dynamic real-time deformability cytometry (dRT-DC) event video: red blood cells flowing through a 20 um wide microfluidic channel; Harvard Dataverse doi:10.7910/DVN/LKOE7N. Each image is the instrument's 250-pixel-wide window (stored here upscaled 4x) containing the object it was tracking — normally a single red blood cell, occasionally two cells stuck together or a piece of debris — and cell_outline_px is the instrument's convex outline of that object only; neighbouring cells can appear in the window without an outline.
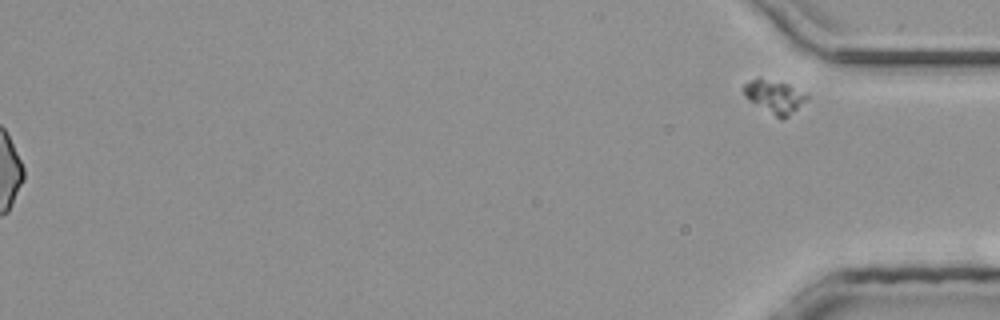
{"species": "common noctule bat (a hibernating species)", "species_latin": "Nyctalus noctula", "temperature_condition": "room temperature", "stored_images_in_passage": 37, "segment_of_instrument_passage": [2, 2], "camera_frame_rate_fps": 3000, "um_per_image_px": 0.085, "animal": {"sex": "male", "body_mass_g": 20.4}, "frame": {"image": 1, "passage_image": 37, "time_ms": 12.0, "image_size_px": [1000, 320], "cell_outline_px": [[808, 100], [784, 120], [780, 120], [748, 100], [744, 96], [744, 84], [756, 76], [760, 76], [788, 84], [808, 96]], "centroid_in_image_um": [65.81, 8.21], "position_along_channel_um": 369.4, "area_um2": 12.48}}